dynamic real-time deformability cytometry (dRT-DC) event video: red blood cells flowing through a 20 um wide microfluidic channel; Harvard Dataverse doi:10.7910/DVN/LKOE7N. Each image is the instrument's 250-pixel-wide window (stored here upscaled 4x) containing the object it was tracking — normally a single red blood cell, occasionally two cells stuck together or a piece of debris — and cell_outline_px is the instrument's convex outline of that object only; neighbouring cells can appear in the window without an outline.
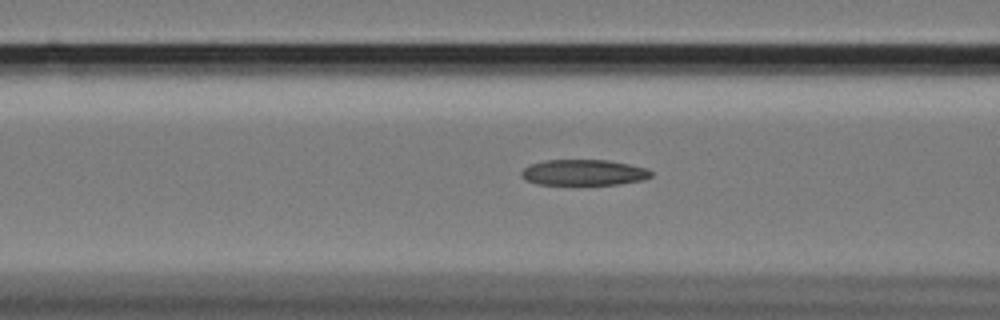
{"species": "Egyptian fruit bat (a non-hibernating species)", "species_latin": "Rousettus aegyptiacus", "temperature_condition": "cold", "stored_images_in_passage": 53, "camera_frame_rate_fps": 3000, "um_per_image_px": 0.085, "animal": {"sex": "female"}, "frame": {"image": 1, "passage_image": 23, "time_ms": 7.333, "image_size_px": [1000, 320], "cell_outline_px": [[652, 176], [644, 180], [620, 184], [536, 184], [524, 180], [520, 176], [520, 172], [524, 168], [532, 164], [544, 160], [608, 160], [648, 168], [652, 172]], "centroid_in_image_um": [49.61, 14.66], "position_along_channel_um": 117.0, "area_um2": 19.59}}
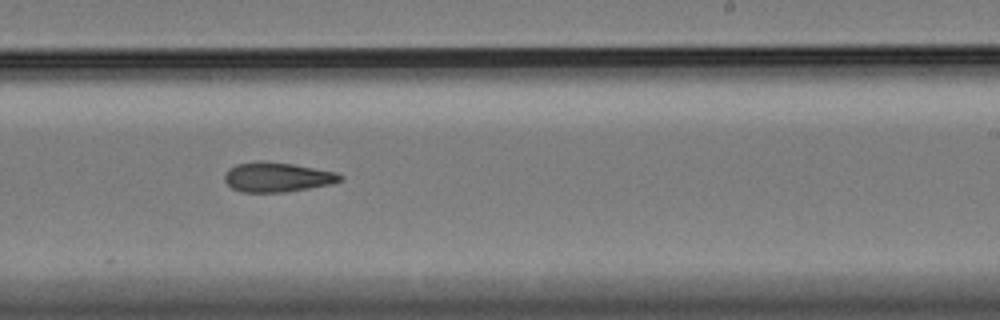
{"frame": {"image": 2, "passage_image": 36, "time_ms": 11.667, "image_size_px": [1000, 320], "cell_outline_px": [[344, 180], [332, 184], [284, 192], [240, 192], [232, 188], [224, 180], [224, 176], [228, 168], [236, 164], [260, 160], [264, 160], [292, 164], [336, 172], [344, 176]], "centroid_in_image_um": [23.56, 15.05], "position_along_channel_um": 265.4, "area_um2": 20.11}}
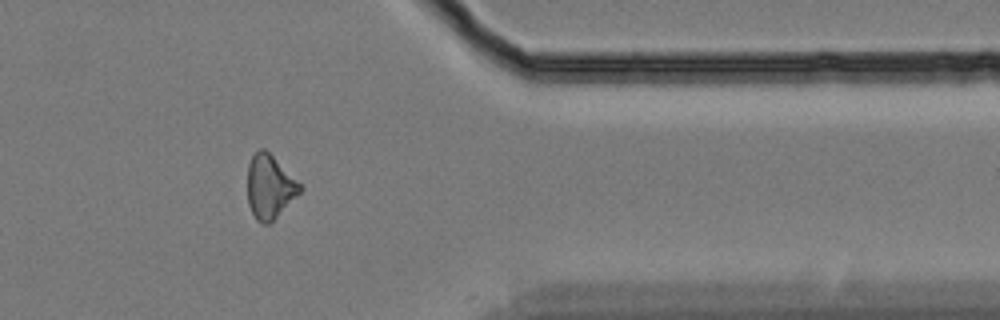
{"frame": {"image": 3, "passage_image": 48, "time_ms": 15.667, "image_size_px": [1000, 320], "cell_outline_px": [[304, 188], [268, 224], [260, 224], [256, 220], [248, 204], [248, 164], [252, 156], [260, 148], [264, 148]], "centroid_in_image_um": [22.89, 15.88], "position_along_channel_um": 388.5, "area_um2": 18.96}}